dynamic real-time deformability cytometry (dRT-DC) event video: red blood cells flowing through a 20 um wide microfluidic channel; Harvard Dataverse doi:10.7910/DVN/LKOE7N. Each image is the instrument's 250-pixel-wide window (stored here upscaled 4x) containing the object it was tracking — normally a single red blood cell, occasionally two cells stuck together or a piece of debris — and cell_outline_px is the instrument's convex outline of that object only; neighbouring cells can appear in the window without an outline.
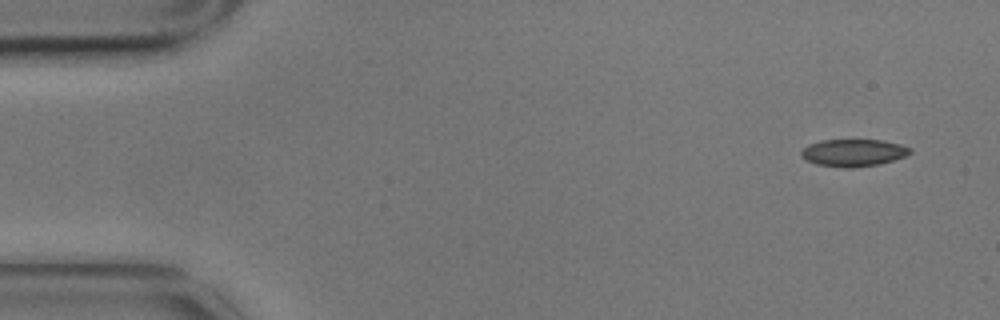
{"species": "common noctule bat (a hibernating species)", "species_latin": "Nyctalus noctula", "temperature_condition": "cold", "stored_images_in_passage": 4, "camera_frame_rate_fps": 3000, "um_per_image_px": 0.085, "animal": {"sex": "male", "body_mass_g": 17.9}, "frame": {"image": 1, "passage_image": 1, "time_ms": 0.0, "image_size_px": [1000, 320], "cell_outline_px": [[912, 152], [904, 156], [880, 164], [852, 168], [844, 168], [816, 164], [804, 160], [800, 156], [800, 152], [808, 144], [820, 140], [884, 140], [900, 144], [912, 148]], "centroid_in_image_um": [72.51, 12.98], "position_along_channel_um": 12.5, "area_um2": 17.46}}
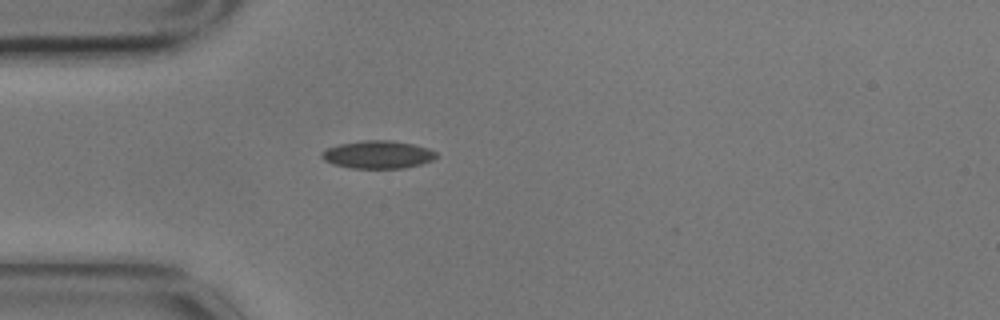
{"frame": {"image": 2, "passage_image": 4, "time_ms": 1.0, "image_size_px": [1000, 320], "cell_outline_px": [[436, 156], [432, 160], [420, 164], [404, 168], [352, 168], [332, 164], [324, 160], [320, 156], [320, 152], [328, 148], [340, 144], [364, 140], [388, 140], [412, 144], [428, 148], [436, 152]], "centroid_in_image_um": [32.08, 13.14], "position_along_channel_um": 52.9, "area_um2": 18.44}}